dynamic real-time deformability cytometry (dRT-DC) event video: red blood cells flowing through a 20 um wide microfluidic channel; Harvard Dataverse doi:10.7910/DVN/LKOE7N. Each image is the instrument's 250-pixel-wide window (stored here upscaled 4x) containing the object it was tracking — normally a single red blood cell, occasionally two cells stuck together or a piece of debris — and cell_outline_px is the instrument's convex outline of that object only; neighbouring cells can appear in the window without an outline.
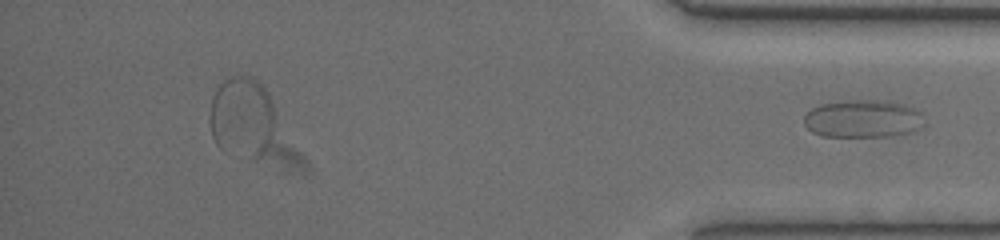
{"species": "common noctule bat (a hibernating species)", "species_latin": "Nyctalus noctula", "temperature_condition": "warm", "stored_images_in_passage": 43, "segment_of_instrument_passage": [2, 2], "camera_frame_rate_fps": 3000, "um_per_image_px": 0.085, "animal": {"sex": "female", "body_mass_g": 19.5, "forearm_length_mm": 54.1}, "frame": {"image": 1, "passage_image": 43, "time_ms": 14.0, "image_size_px": [1000, 240], "cell_outline_px": [[920, 128], [900, 136], [824, 136], [812, 132], [804, 124], [804, 116], [812, 108], [820, 104], [848, 100], [880, 100], [900, 104], [920, 112]], "centroid_in_image_um": [73.28, 10.1], "position_along_channel_um": 361.9, "area_um2": 26.07}}